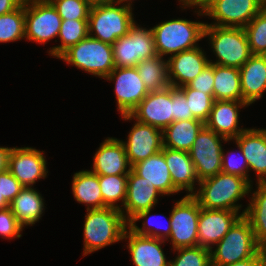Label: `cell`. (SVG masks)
I'll list each match as a JSON object with an SVG mask.
<instances>
[{
  "label": "cell",
  "mask_w": 266,
  "mask_h": 266,
  "mask_svg": "<svg viewBox=\"0 0 266 266\" xmlns=\"http://www.w3.org/2000/svg\"><path fill=\"white\" fill-rule=\"evenodd\" d=\"M241 216L235 211L201 208L197 225L198 246L212 249Z\"/></svg>",
  "instance_id": "17"
},
{
  "label": "cell",
  "mask_w": 266,
  "mask_h": 266,
  "mask_svg": "<svg viewBox=\"0 0 266 266\" xmlns=\"http://www.w3.org/2000/svg\"><path fill=\"white\" fill-rule=\"evenodd\" d=\"M172 86L160 91H151L130 113L121 115L124 121L136 120L164 130L173 122Z\"/></svg>",
  "instance_id": "13"
},
{
  "label": "cell",
  "mask_w": 266,
  "mask_h": 266,
  "mask_svg": "<svg viewBox=\"0 0 266 266\" xmlns=\"http://www.w3.org/2000/svg\"><path fill=\"white\" fill-rule=\"evenodd\" d=\"M127 180L128 175H99L103 207L119 210L123 208L127 195Z\"/></svg>",
  "instance_id": "35"
},
{
  "label": "cell",
  "mask_w": 266,
  "mask_h": 266,
  "mask_svg": "<svg viewBox=\"0 0 266 266\" xmlns=\"http://www.w3.org/2000/svg\"><path fill=\"white\" fill-rule=\"evenodd\" d=\"M159 196L163 197L152 183L131 169L127 180L126 200L121 209L126 221L129 222L142 211L154 209L158 204Z\"/></svg>",
  "instance_id": "20"
},
{
  "label": "cell",
  "mask_w": 266,
  "mask_h": 266,
  "mask_svg": "<svg viewBox=\"0 0 266 266\" xmlns=\"http://www.w3.org/2000/svg\"><path fill=\"white\" fill-rule=\"evenodd\" d=\"M23 228L9 207L0 209V236L2 238L19 239L22 236Z\"/></svg>",
  "instance_id": "42"
},
{
  "label": "cell",
  "mask_w": 266,
  "mask_h": 266,
  "mask_svg": "<svg viewBox=\"0 0 266 266\" xmlns=\"http://www.w3.org/2000/svg\"><path fill=\"white\" fill-rule=\"evenodd\" d=\"M214 64L209 63L197 77L187 84L188 87L213 96Z\"/></svg>",
  "instance_id": "45"
},
{
  "label": "cell",
  "mask_w": 266,
  "mask_h": 266,
  "mask_svg": "<svg viewBox=\"0 0 266 266\" xmlns=\"http://www.w3.org/2000/svg\"><path fill=\"white\" fill-rule=\"evenodd\" d=\"M179 89L185 94L193 117L205 123L215 101L214 97L210 94L192 89L187 85L179 87Z\"/></svg>",
  "instance_id": "38"
},
{
  "label": "cell",
  "mask_w": 266,
  "mask_h": 266,
  "mask_svg": "<svg viewBox=\"0 0 266 266\" xmlns=\"http://www.w3.org/2000/svg\"><path fill=\"white\" fill-rule=\"evenodd\" d=\"M24 0H0V15L15 10Z\"/></svg>",
  "instance_id": "48"
},
{
  "label": "cell",
  "mask_w": 266,
  "mask_h": 266,
  "mask_svg": "<svg viewBox=\"0 0 266 266\" xmlns=\"http://www.w3.org/2000/svg\"><path fill=\"white\" fill-rule=\"evenodd\" d=\"M9 202L7 200H0V209H4L6 207H9Z\"/></svg>",
  "instance_id": "51"
},
{
  "label": "cell",
  "mask_w": 266,
  "mask_h": 266,
  "mask_svg": "<svg viewBox=\"0 0 266 266\" xmlns=\"http://www.w3.org/2000/svg\"><path fill=\"white\" fill-rule=\"evenodd\" d=\"M233 142L242 149L256 183H266V128H247Z\"/></svg>",
  "instance_id": "22"
},
{
  "label": "cell",
  "mask_w": 266,
  "mask_h": 266,
  "mask_svg": "<svg viewBox=\"0 0 266 266\" xmlns=\"http://www.w3.org/2000/svg\"><path fill=\"white\" fill-rule=\"evenodd\" d=\"M12 147L0 146V173L8 169L9 154Z\"/></svg>",
  "instance_id": "49"
},
{
  "label": "cell",
  "mask_w": 266,
  "mask_h": 266,
  "mask_svg": "<svg viewBox=\"0 0 266 266\" xmlns=\"http://www.w3.org/2000/svg\"><path fill=\"white\" fill-rule=\"evenodd\" d=\"M133 9L111 2L93 3L89 12V36L104 43H113L126 35L136 22Z\"/></svg>",
  "instance_id": "5"
},
{
  "label": "cell",
  "mask_w": 266,
  "mask_h": 266,
  "mask_svg": "<svg viewBox=\"0 0 266 266\" xmlns=\"http://www.w3.org/2000/svg\"><path fill=\"white\" fill-rule=\"evenodd\" d=\"M177 251L174 260H169V266H210V250L201 246L181 247L173 249Z\"/></svg>",
  "instance_id": "39"
},
{
  "label": "cell",
  "mask_w": 266,
  "mask_h": 266,
  "mask_svg": "<svg viewBox=\"0 0 266 266\" xmlns=\"http://www.w3.org/2000/svg\"><path fill=\"white\" fill-rule=\"evenodd\" d=\"M44 151L33 147H12L9 154L8 170L25 187L45 179L48 174Z\"/></svg>",
  "instance_id": "15"
},
{
  "label": "cell",
  "mask_w": 266,
  "mask_h": 266,
  "mask_svg": "<svg viewBox=\"0 0 266 266\" xmlns=\"http://www.w3.org/2000/svg\"><path fill=\"white\" fill-rule=\"evenodd\" d=\"M72 194L76 202L86 205V210L103 208L99 175L82 170L72 176Z\"/></svg>",
  "instance_id": "29"
},
{
  "label": "cell",
  "mask_w": 266,
  "mask_h": 266,
  "mask_svg": "<svg viewBox=\"0 0 266 266\" xmlns=\"http://www.w3.org/2000/svg\"><path fill=\"white\" fill-rule=\"evenodd\" d=\"M140 26L135 22L126 35L113 43L115 67H135L141 60L157 55L151 28Z\"/></svg>",
  "instance_id": "9"
},
{
  "label": "cell",
  "mask_w": 266,
  "mask_h": 266,
  "mask_svg": "<svg viewBox=\"0 0 266 266\" xmlns=\"http://www.w3.org/2000/svg\"><path fill=\"white\" fill-rule=\"evenodd\" d=\"M62 19L88 20L91 0H49Z\"/></svg>",
  "instance_id": "40"
},
{
  "label": "cell",
  "mask_w": 266,
  "mask_h": 266,
  "mask_svg": "<svg viewBox=\"0 0 266 266\" xmlns=\"http://www.w3.org/2000/svg\"><path fill=\"white\" fill-rule=\"evenodd\" d=\"M214 100L242 101L240 70L214 64Z\"/></svg>",
  "instance_id": "31"
},
{
  "label": "cell",
  "mask_w": 266,
  "mask_h": 266,
  "mask_svg": "<svg viewBox=\"0 0 266 266\" xmlns=\"http://www.w3.org/2000/svg\"><path fill=\"white\" fill-rule=\"evenodd\" d=\"M89 36L88 20L62 19L58 34L60 45L50 47L48 54L59 58L71 46Z\"/></svg>",
  "instance_id": "33"
},
{
  "label": "cell",
  "mask_w": 266,
  "mask_h": 266,
  "mask_svg": "<svg viewBox=\"0 0 266 266\" xmlns=\"http://www.w3.org/2000/svg\"><path fill=\"white\" fill-rule=\"evenodd\" d=\"M206 52L198 46L167 57L170 85L179 88L194 80L210 63Z\"/></svg>",
  "instance_id": "18"
},
{
  "label": "cell",
  "mask_w": 266,
  "mask_h": 266,
  "mask_svg": "<svg viewBox=\"0 0 266 266\" xmlns=\"http://www.w3.org/2000/svg\"><path fill=\"white\" fill-rule=\"evenodd\" d=\"M135 67L149 92L160 91L171 86L166 58L156 55L141 60Z\"/></svg>",
  "instance_id": "32"
},
{
  "label": "cell",
  "mask_w": 266,
  "mask_h": 266,
  "mask_svg": "<svg viewBox=\"0 0 266 266\" xmlns=\"http://www.w3.org/2000/svg\"><path fill=\"white\" fill-rule=\"evenodd\" d=\"M161 151L164 154L174 187L179 192L185 190L187 192L186 195H193L200 181L196 175L189 152L167 147H162ZM196 185L197 187H195Z\"/></svg>",
  "instance_id": "24"
},
{
  "label": "cell",
  "mask_w": 266,
  "mask_h": 266,
  "mask_svg": "<svg viewBox=\"0 0 266 266\" xmlns=\"http://www.w3.org/2000/svg\"><path fill=\"white\" fill-rule=\"evenodd\" d=\"M61 23L49 0H25V40L45 45L58 37Z\"/></svg>",
  "instance_id": "8"
},
{
  "label": "cell",
  "mask_w": 266,
  "mask_h": 266,
  "mask_svg": "<svg viewBox=\"0 0 266 266\" xmlns=\"http://www.w3.org/2000/svg\"><path fill=\"white\" fill-rule=\"evenodd\" d=\"M180 3V7L183 10H186L187 8H194V13L197 14V16H203L204 17V9L210 5L214 0H178ZM197 10V11H196Z\"/></svg>",
  "instance_id": "46"
},
{
  "label": "cell",
  "mask_w": 266,
  "mask_h": 266,
  "mask_svg": "<svg viewBox=\"0 0 266 266\" xmlns=\"http://www.w3.org/2000/svg\"><path fill=\"white\" fill-rule=\"evenodd\" d=\"M23 187L8 169L0 173V200H7L10 203Z\"/></svg>",
  "instance_id": "43"
},
{
  "label": "cell",
  "mask_w": 266,
  "mask_h": 266,
  "mask_svg": "<svg viewBox=\"0 0 266 266\" xmlns=\"http://www.w3.org/2000/svg\"><path fill=\"white\" fill-rule=\"evenodd\" d=\"M104 79L114 83L117 111L120 115H130L149 93L136 67H115Z\"/></svg>",
  "instance_id": "14"
},
{
  "label": "cell",
  "mask_w": 266,
  "mask_h": 266,
  "mask_svg": "<svg viewBox=\"0 0 266 266\" xmlns=\"http://www.w3.org/2000/svg\"><path fill=\"white\" fill-rule=\"evenodd\" d=\"M91 171L97 175H128V162L122 140L107 137L96 150Z\"/></svg>",
  "instance_id": "21"
},
{
  "label": "cell",
  "mask_w": 266,
  "mask_h": 266,
  "mask_svg": "<svg viewBox=\"0 0 266 266\" xmlns=\"http://www.w3.org/2000/svg\"><path fill=\"white\" fill-rule=\"evenodd\" d=\"M206 37L217 59H209L211 64L239 69L253 55L244 28L219 27L206 23L204 39Z\"/></svg>",
  "instance_id": "4"
},
{
  "label": "cell",
  "mask_w": 266,
  "mask_h": 266,
  "mask_svg": "<svg viewBox=\"0 0 266 266\" xmlns=\"http://www.w3.org/2000/svg\"><path fill=\"white\" fill-rule=\"evenodd\" d=\"M128 137L122 140L131 167L160 152L163 147L162 130L134 120Z\"/></svg>",
  "instance_id": "16"
},
{
  "label": "cell",
  "mask_w": 266,
  "mask_h": 266,
  "mask_svg": "<svg viewBox=\"0 0 266 266\" xmlns=\"http://www.w3.org/2000/svg\"><path fill=\"white\" fill-rule=\"evenodd\" d=\"M199 187L192 195L204 209L230 210L240 212V199L249 196L251 184L241 176L219 172L215 176L199 182Z\"/></svg>",
  "instance_id": "1"
},
{
  "label": "cell",
  "mask_w": 266,
  "mask_h": 266,
  "mask_svg": "<svg viewBox=\"0 0 266 266\" xmlns=\"http://www.w3.org/2000/svg\"><path fill=\"white\" fill-rule=\"evenodd\" d=\"M25 0L13 11L0 15V43L25 39Z\"/></svg>",
  "instance_id": "36"
},
{
  "label": "cell",
  "mask_w": 266,
  "mask_h": 266,
  "mask_svg": "<svg viewBox=\"0 0 266 266\" xmlns=\"http://www.w3.org/2000/svg\"><path fill=\"white\" fill-rule=\"evenodd\" d=\"M224 266H265L263 250H261L257 255L250 257L246 260L232 264H227Z\"/></svg>",
  "instance_id": "47"
},
{
  "label": "cell",
  "mask_w": 266,
  "mask_h": 266,
  "mask_svg": "<svg viewBox=\"0 0 266 266\" xmlns=\"http://www.w3.org/2000/svg\"><path fill=\"white\" fill-rule=\"evenodd\" d=\"M215 246L210 249L211 264L214 266L240 262L257 255L262 250L250 223L244 216L234 223Z\"/></svg>",
  "instance_id": "6"
},
{
  "label": "cell",
  "mask_w": 266,
  "mask_h": 266,
  "mask_svg": "<svg viewBox=\"0 0 266 266\" xmlns=\"http://www.w3.org/2000/svg\"><path fill=\"white\" fill-rule=\"evenodd\" d=\"M263 250V255H264V260H265V266H266V247L262 249Z\"/></svg>",
  "instance_id": "53"
},
{
  "label": "cell",
  "mask_w": 266,
  "mask_h": 266,
  "mask_svg": "<svg viewBox=\"0 0 266 266\" xmlns=\"http://www.w3.org/2000/svg\"><path fill=\"white\" fill-rule=\"evenodd\" d=\"M45 200L34 187H23L10 202L9 208L18 222L25 228L33 226L41 219L45 211Z\"/></svg>",
  "instance_id": "27"
},
{
  "label": "cell",
  "mask_w": 266,
  "mask_h": 266,
  "mask_svg": "<svg viewBox=\"0 0 266 266\" xmlns=\"http://www.w3.org/2000/svg\"><path fill=\"white\" fill-rule=\"evenodd\" d=\"M58 59L101 79L115 68L112 45L90 36L71 46Z\"/></svg>",
  "instance_id": "7"
},
{
  "label": "cell",
  "mask_w": 266,
  "mask_h": 266,
  "mask_svg": "<svg viewBox=\"0 0 266 266\" xmlns=\"http://www.w3.org/2000/svg\"><path fill=\"white\" fill-rule=\"evenodd\" d=\"M239 70L242 101L250 106L266 92V55H252Z\"/></svg>",
  "instance_id": "25"
},
{
  "label": "cell",
  "mask_w": 266,
  "mask_h": 266,
  "mask_svg": "<svg viewBox=\"0 0 266 266\" xmlns=\"http://www.w3.org/2000/svg\"><path fill=\"white\" fill-rule=\"evenodd\" d=\"M248 106L243 101L215 100L204 125L227 140L233 141L247 129L239 126V112L241 108Z\"/></svg>",
  "instance_id": "19"
},
{
  "label": "cell",
  "mask_w": 266,
  "mask_h": 266,
  "mask_svg": "<svg viewBox=\"0 0 266 266\" xmlns=\"http://www.w3.org/2000/svg\"><path fill=\"white\" fill-rule=\"evenodd\" d=\"M86 211L83 226V256L123 241L128 222L121 210L103 207Z\"/></svg>",
  "instance_id": "2"
},
{
  "label": "cell",
  "mask_w": 266,
  "mask_h": 266,
  "mask_svg": "<svg viewBox=\"0 0 266 266\" xmlns=\"http://www.w3.org/2000/svg\"><path fill=\"white\" fill-rule=\"evenodd\" d=\"M131 169L137 175L152 183L162 195L170 196L179 193L173 185L162 151L134 164Z\"/></svg>",
  "instance_id": "26"
},
{
  "label": "cell",
  "mask_w": 266,
  "mask_h": 266,
  "mask_svg": "<svg viewBox=\"0 0 266 266\" xmlns=\"http://www.w3.org/2000/svg\"><path fill=\"white\" fill-rule=\"evenodd\" d=\"M205 22L171 19L152 27L157 55L165 58L198 47L204 38Z\"/></svg>",
  "instance_id": "3"
},
{
  "label": "cell",
  "mask_w": 266,
  "mask_h": 266,
  "mask_svg": "<svg viewBox=\"0 0 266 266\" xmlns=\"http://www.w3.org/2000/svg\"><path fill=\"white\" fill-rule=\"evenodd\" d=\"M229 142L205 126L188 151L199 181L222 172V143Z\"/></svg>",
  "instance_id": "11"
},
{
  "label": "cell",
  "mask_w": 266,
  "mask_h": 266,
  "mask_svg": "<svg viewBox=\"0 0 266 266\" xmlns=\"http://www.w3.org/2000/svg\"><path fill=\"white\" fill-rule=\"evenodd\" d=\"M151 211L153 210L149 209L135 215L128 222V228L138 235L149 236L166 241L171 233V217L169 215V217L167 218L163 215V217L161 218L167 220V223L163 224L161 221L153 220L154 218H156V216H158V214L151 215ZM141 220L143 222L141 227H139L136 223Z\"/></svg>",
  "instance_id": "34"
},
{
  "label": "cell",
  "mask_w": 266,
  "mask_h": 266,
  "mask_svg": "<svg viewBox=\"0 0 266 266\" xmlns=\"http://www.w3.org/2000/svg\"><path fill=\"white\" fill-rule=\"evenodd\" d=\"M253 55H266V6L244 27Z\"/></svg>",
  "instance_id": "37"
},
{
  "label": "cell",
  "mask_w": 266,
  "mask_h": 266,
  "mask_svg": "<svg viewBox=\"0 0 266 266\" xmlns=\"http://www.w3.org/2000/svg\"><path fill=\"white\" fill-rule=\"evenodd\" d=\"M110 2L116 5L125 6L130 9H134V7H132L133 5L132 2H134V0H111Z\"/></svg>",
  "instance_id": "50"
},
{
  "label": "cell",
  "mask_w": 266,
  "mask_h": 266,
  "mask_svg": "<svg viewBox=\"0 0 266 266\" xmlns=\"http://www.w3.org/2000/svg\"><path fill=\"white\" fill-rule=\"evenodd\" d=\"M236 146L239 151L237 154L235 153V151H234V154L232 153V151L231 152L228 151L225 153V150L223 148L222 172L227 173V174L241 176L242 178H245L252 185L253 181L251 180V176L249 173V167L246 162V158L243 155V152L240 146H238L237 144Z\"/></svg>",
  "instance_id": "41"
},
{
  "label": "cell",
  "mask_w": 266,
  "mask_h": 266,
  "mask_svg": "<svg viewBox=\"0 0 266 266\" xmlns=\"http://www.w3.org/2000/svg\"><path fill=\"white\" fill-rule=\"evenodd\" d=\"M256 190L253 184L250 187L249 203L242 210L244 217L250 223L253 234L259 246L266 247V183H256Z\"/></svg>",
  "instance_id": "28"
},
{
  "label": "cell",
  "mask_w": 266,
  "mask_h": 266,
  "mask_svg": "<svg viewBox=\"0 0 266 266\" xmlns=\"http://www.w3.org/2000/svg\"><path fill=\"white\" fill-rule=\"evenodd\" d=\"M201 207L192 195H185L176 201L170 212L172 249L198 246V219Z\"/></svg>",
  "instance_id": "10"
},
{
  "label": "cell",
  "mask_w": 266,
  "mask_h": 266,
  "mask_svg": "<svg viewBox=\"0 0 266 266\" xmlns=\"http://www.w3.org/2000/svg\"><path fill=\"white\" fill-rule=\"evenodd\" d=\"M93 3L96 2H110L111 0H91Z\"/></svg>",
  "instance_id": "52"
},
{
  "label": "cell",
  "mask_w": 266,
  "mask_h": 266,
  "mask_svg": "<svg viewBox=\"0 0 266 266\" xmlns=\"http://www.w3.org/2000/svg\"><path fill=\"white\" fill-rule=\"evenodd\" d=\"M173 122L195 119L188 106L185 94L179 89L172 87Z\"/></svg>",
  "instance_id": "44"
},
{
  "label": "cell",
  "mask_w": 266,
  "mask_h": 266,
  "mask_svg": "<svg viewBox=\"0 0 266 266\" xmlns=\"http://www.w3.org/2000/svg\"><path fill=\"white\" fill-rule=\"evenodd\" d=\"M265 6L266 0H214L203 11L210 25L244 28Z\"/></svg>",
  "instance_id": "12"
},
{
  "label": "cell",
  "mask_w": 266,
  "mask_h": 266,
  "mask_svg": "<svg viewBox=\"0 0 266 266\" xmlns=\"http://www.w3.org/2000/svg\"><path fill=\"white\" fill-rule=\"evenodd\" d=\"M123 240L131 254L134 266H169L162 244L166 241L144 235H138L129 228L124 233Z\"/></svg>",
  "instance_id": "23"
},
{
  "label": "cell",
  "mask_w": 266,
  "mask_h": 266,
  "mask_svg": "<svg viewBox=\"0 0 266 266\" xmlns=\"http://www.w3.org/2000/svg\"><path fill=\"white\" fill-rule=\"evenodd\" d=\"M204 126L197 119L172 122L162 131L163 147L188 152Z\"/></svg>",
  "instance_id": "30"
}]
</instances>
